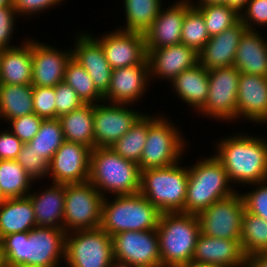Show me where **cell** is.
Segmentation results:
<instances>
[{"label":"cell","mask_w":267,"mask_h":267,"mask_svg":"<svg viewBox=\"0 0 267 267\" xmlns=\"http://www.w3.org/2000/svg\"><path fill=\"white\" fill-rule=\"evenodd\" d=\"M188 168L187 195L182 213L198 215L212 203L236 193L221 162L215 157L201 159Z\"/></svg>","instance_id":"cell-5"},{"label":"cell","mask_w":267,"mask_h":267,"mask_svg":"<svg viewBox=\"0 0 267 267\" xmlns=\"http://www.w3.org/2000/svg\"><path fill=\"white\" fill-rule=\"evenodd\" d=\"M43 119L37 116L35 113L24 115L12 120L10 131L16 135L23 143L31 141L39 131V127Z\"/></svg>","instance_id":"cell-44"},{"label":"cell","mask_w":267,"mask_h":267,"mask_svg":"<svg viewBox=\"0 0 267 267\" xmlns=\"http://www.w3.org/2000/svg\"><path fill=\"white\" fill-rule=\"evenodd\" d=\"M94 105L84 104L58 119L62 126L64 139L94 148Z\"/></svg>","instance_id":"cell-30"},{"label":"cell","mask_w":267,"mask_h":267,"mask_svg":"<svg viewBox=\"0 0 267 267\" xmlns=\"http://www.w3.org/2000/svg\"><path fill=\"white\" fill-rule=\"evenodd\" d=\"M16 161L24 168L34 182L37 179L48 177L49 164L28 143H24L18 153Z\"/></svg>","instance_id":"cell-40"},{"label":"cell","mask_w":267,"mask_h":267,"mask_svg":"<svg viewBox=\"0 0 267 267\" xmlns=\"http://www.w3.org/2000/svg\"><path fill=\"white\" fill-rule=\"evenodd\" d=\"M156 116L148 115L146 144L138 162L140 171L173 165L182 159L185 151V140L175 124L163 116Z\"/></svg>","instance_id":"cell-8"},{"label":"cell","mask_w":267,"mask_h":267,"mask_svg":"<svg viewBox=\"0 0 267 267\" xmlns=\"http://www.w3.org/2000/svg\"><path fill=\"white\" fill-rule=\"evenodd\" d=\"M140 179L138 164L121 157L110 147L91 150L88 181L104 198V192L115 196L140 193Z\"/></svg>","instance_id":"cell-3"},{"label":"cell","mask_w":267,"mask_h":267,"mask_svg":"<svg viewBox=\"0 0 267 267\" xmlns=\"http://www.w3.org/2000/svg\"><path fill=\"white\" fill-rule=\"evenodd\" d=\"M32 182L16 160H0V190L5 199L27 197Z\"/></svg>","instance_id":"cell-33"},{"label":"cell","mask_w":267,"mask_h":267,"mask_svg":"<svg viewBox=\"0 0 267 267\" xmlns=\"http://www.w3.org/2000/svg\"><path fill=\"white\" fill-rule=\"evenodd\" d=\"M32 89L31 84H0V120L9 121L34 113Z\"/></svg>","instance_id":"cell-31"},{"label":"cell","mask_w":267,"mask_h":267,"mask_svg":"<svg viewBox=\"0 0 267 267\" xmlns=\"http://www.w3.org/2000/svg\"><path fill=\"white\" fill-rule=\"evenodd\" d=\"M21 46L0 49V84L32 83V40Z\"/></svg>","instance_id":"cell-25"},{"label":"cell","mask_w":267,"mask_h":267,"mask_svg":"<svg viewBox=\"0 0 267 267\" xmlns=\"http://www.w3.org/2000/svg\"><path fill=\"white\" fill-rule=\"evenodd\" d=\"M91 148L81 143L64 141L49 163L52 183L78 184L88 182Z\"/></svg>","instance_id":"cell-15"},{"label":"cell","mask_w":267,"mask_h":267,"mask_svg":"<svg viewBox=\"0 0 267 267\" xmlns=\"http://www.w3.org/2000/svg\"><path fill=\"white\" fill-rule=\"evenodd\" d=\"M75 43L72 57L88 72L96 89L104 95L109 89L113 69L105 57L101 44L94 36L85 32L76 36Z\"/></svg>","instance_id":"cell-22"},{"label":"cell","mask_w":267,"mask_h":267,"mask_svg":"<svg viewBox=\"0 0 267 267\" xmlns=\"http://www.w3.org/2000/svg\"><path fill=\"white\" fill-rule=\"evenodd\" d=\"M5 198L2 196L1 190H0V203L4 200Z\"/></svg>","instance_id":"cell-55"},{"label":"cell","mask_w":267,"mask_h":267,"mask_svg":"<svg viewBox=\"0 0 267 267\" xmlns=\"http://www.w3.org/2000/svg\"><path fill=\"white\" fill-rule=\"evenodd\" d=\"M65 238V230L36 226L3 237L0 251L8 267H58L65 259Z\"/></svg>","instance_id":"cell-1"},{"label":"cell","mask_w":267,"mask_h":267,"mask_svg":"<svg viewBox=\"0 0 267 267\" xmlns=\"http://www.w3.org/2000/svg\"><path fill=\"white\" fill-rule=\"evenodd\" d=\"M179 162L141 171L140 193L161 213L182 212L187 195L188 168Z\"/></svg>","instance_id":"cell-7"},{"label":"cell","mask_w":267,"mask_h":267,"mask_svg":"<svg viewBox=\"0 0 267 267\" xmlns=\"http://www.w3.org/2000/svg\"><path fill=\"white\" fill-rule=\"evenodd\" d=\"M246 267H267V251L246 257Z\"/></svg>","instance_id":"cell-49"},{"label":"cell","mask_w":267,"mask_h":267,"mask_svg":"<svg viewBox=\"0 0 267 267\" xmlns=\"http://www.w3.org/2000/svg\"><path fill=\"white\" fill-rule=\"evenodd\" d=\"M162 0H124L126 27L121 30L145 34L162 9Z\"/></svg>","instance_id":"cell-32"},{"label":"cell","mask_w":267,"mask_h":267,"mask_svg":"<svg viewBox=\"0 0 267 267\" xmlns=\"http://www.w3.org/2000/svg\"><path fill=\"white\" fill-rule=\"evenodd\" d=\"M192 265L201 267H246L240 241L209 237L200 232Z\"/></svg>","instance_id":"cell-17"},{"label":"cell","mask_w":267,"mask_h":267,"mask_svg":"<svg viewBox=\"0 0 267 267\" xmlns=\"http://www.w3.org/2000/svg\"><path fill=\"white\" fill-rule=\"evenodd\" d=\"M36 226L64 230L65 185L53 183L44 192L29 193Z\"/></svg>","instance_id":"cell-26"},{"label":"cell","mask_w":267,"mask_h":267,"mask_svg":"<svg viewBox=\"0 0 267 267\" xmlns=\"http://www.w3.org/2000/svg\"><path fill=\"white\" fill-rule=\"evenodd\" d=\"M240 243L246 257L267 251V220L245 211Z\"/></svg>","instance_id":"cell-35"},{"label":"cell","mask_w":267,"mask_h":267,"mask_svg":"<svg viewBox=\"0 0 267 267\" xmlns=\"http://www.w3.org/2000/svg\"><path fill=\"white\" fill-rule=\"evenodd\" d=\"M209 92L201 114L218 120L237 119V90L240 72L234 67L208 70Z\"/></svg>","instance_id":"cell-13"},{"label":"cell","mask_w":267,"mask_h":267,"mask_svg":"<svg viewBox=\"0 0 267 267\" xmlns=\"http://www.w3.org/2000/svg\"><path fill=\"white\" fill-rule=\"evenodd\" d=\"M36 227L31 199L7 198L0 203V240L10 234L29 232Z\"/></svg>","instance_id":"cell-28"},{"label":"cell","mask_w":267,"mask_h":267,"mask_svg":"<svg viewBox=\"0 0 267 267\" xmlns=\"http://www.w3.org/2000/svg\"><path fill=\"white\" fill-rule=\"evenodd\" d=\"M179 267H201V266H194V265L190 264V265H182V266H179Z\"/></svg>","instance_id":"cell-54"},{"label":"cell","mask_w":267,"mask_h":267,"mask_svg":"<svg viewBox=\"0 0 267 267\" xmlns=\"http://www.w3.org/2000/svg\"><path fill=\"white\" fill-rule=\"evenodd\" d=\"M64 141L61 123L56 118L43 120L36 136L27 143L49 164Z\"/></svg>","instance_id":"cell-36"},{"label":"cell","mask_w":267,"mask_h":267,"mask_svg":"<svg viewBox=\"0 0 267 267\" xmlns=\"http://www.w3.org/2000/svg\"><path fill=\"white\" fill-rule=\"evenodd\" d=\"M32 94L34 113L43 120L56 119L54 87L33 86Z\"/></svg>","instance_id":"cell-41"},{"label":"cell","mask_w":267,"mask_h":267,"mask_svg":"<svg viewBox=\"0 0 267 267\" xmlns=\"http://www.w3.org/2000/svg\"><path fill=\"white\" fill-rule=\"evenodd\" d=\"M113 267H124V266H120V265H116V264H115Z\"/></svg>","instance_id":"cell-56"},{"label":"cell","mask_w":267,"mask_h":267,"mask_svg":"<svg viewBox=\"0 0 267 267\" xmlns=\"http://www.w3.org/2000/svg\"><path fill=\"white\" fill-rule=\"evenodd\" d=\"M203 16L209 36H215L240 21V14L224 3L195 7Z\"/></svg>","instance_id":"cell-38"},{"label":"cell","mask_w":267,"mask_h":267,"mask_svg":"<svg viewBox=\"0 0 267 267\" xmlns=\"http://www.w3.org/2000/svg\"><path fill=\"white\" fill-rule=\"evenodd\" d=\"M149 78L148 60L143 64L114 69L109 89L103 95L104 101L124 105H132L138 99L140 101V97L146 92Z\"/></svg>","instance_id":"cell-18"},{"label":"cell","mask_w":267,"mask_h":267,"mask_svg":"<svg viewBox=\"0 0 267 267\" xmlns=\"http://www.w3.org/2000/svg\"><path fill=\"white\" fill-rule=\"evenodd\" d=\"M228 136L217 143V155L230 182L255 184L267 180V140L247 135Z\"/></svg>","instance_id":"cell-2"},{"label":"cell","mask_w":267,"mask_h":267,"mask_svg":"<svg viewBox=\"0 0 267 267\" xmlns=\"http://www.w3.org/2000/svg\"><path fill=\"white\" fill-rule=\"evenodd\" d=\"M218 3H224V0H199V2L197 1L196 5H194V2L193 4L191 3V5L193 7H198V6H204L207 4H218Z\"/></svg>","instance_id":"cell-51"},{"label":"cell","mask_w":267,"mask_h":267,"mask_svg":"<svg viewBox=\"0 0 267 267\" xmlns=\"http://www.w3.org/2000/svg\"><path fill=\"white\" fill-rule=\"evenodd\" d=\"M156 230L162 267L190 265L201 232L198 216L182 212L161 213Z\"/></svg>","instance_id":"cell-4"},{"label":"cell","mask_w":267,"mask_h":267,"mask_svg":"<svg viewBox=\"0 0 267 267\" xmlns=\"http://www.w3.org/2000/svg\"><path fill=\"white\" fill-rule=\"evenodd\" d=\"M63 81L71 86L84 104L104 101L88 72L72 57L66 65ZM97 101V102H96Z\"/></svg>","instance_id":"cell-37"},{"label":"cell","mask_w":267,"mask_h":267,"mask_svg":"<svg viewBox=\"0 0 267 267\" xmlns=\"http://www.w3.org/2000/svg\"><path fill=\"white\" fill-rule=\"evenodd\" d=\"M17 12L13 6L0 7V49L13 48L16 46H10L11 36L14 32L15 17Z\"/></svg>","instance_id":"cell-46"},{"label":"cell","mask_w":267,"mask_h":267,"mask_svg":"<svg viewBox=\"0 0 267 267\" xmlns=\"http://www.w3.org/2000/svg\"><path fill=\"white\" fill-rule=\"evenodd\" d=\"M64 261L69 267H113L112 237L101 227L66 233Z\"/></svg>","instance_id":"cell-9"},{"label":"cell","mask_w":267,"mask_h":267,"mask_svg":"<svg viewBox=\"0 0 267 267\" xmlns=\"http://www.w3.org/2000/svg\"><path fill=\"white\" fill-rule=\"evenodd\" d=\"M191 7L190 0H178L166 10L162 8L144 34L146 49H158L181 43L184 16Z\"/></svg>","instance_id":"cell-21"},{"label":"cell","mask_w":267,"mask_h":267,"mask_svg":"<svg viewBox=\"0 0 267 267\" xmlns=\"http://www.w3.org/2000/svg\"><path fill=\"white\" fill-rule=\"evenodd\" d=\"M56 118L80 108L84 103L78 97L76 91L64 81L55 87Z\"/></svg>","instance_id":"cell-42"},{"label":"cell","mask_w":267,"mask_h":267,"mask_svg":"<svg viewBox=\"0 0 267 267\" xmlns=\"http://www.w3.org/2000/svg\"><path fill=\"white\" fill-rule=\"evenodd\" d=\"M171 83L179 98L195 111L205 105L209 92V74L201 64L181 72Z\"/></svg>","instance_id":"cell-29"},{"label":"cell","mask_w":267,"mask_h":267,"mask_svg":"<svg viewBox=\"0 0 267 267\" xmlns=\"http://www.w3.org/2000/svg\"><path fill=\"white\" fill-rule=\"evenodd\" d=\"M150 77L166 78L170 82L181 72L193 68L199 63L198 52L183 43L146 49Z\"/></svg>","instance_id":"cell-20"},{"label":"cell","mask_w":267,"mask_h":267,"mask_svg":"<svg viewBox=\"0 0 267 267\" xmlns=\"http://www.w3.org/2000/svg\"><path fill=\"white\" fill-rule=\"evenodd\" d=\"M267 122V77L240 73L237 90V119Z\"/></svg>","instance_id":"cell-23"},{"label":"cell","mask_w":267,"mask_h":267,"mask_svg":"<svg viewBox=\"0 0 267 267\" xmlns=\"http://www.w3.org/2000/svg\"><path fill=\"white\" fill-rule=\"evenodd\" d=\"M116 265L124 267H162L156 229L126 231L112 236Z\"/></svg>","instance_id":"cell-11"},{"label":"cell","mask_w":267,"mask_h":267,"mask_svg":"<svg viewBox=\"0 0 267 267\" xmlns=\"http://www.w3.org/2000/svg\"><path fill=\"white\" fill-rule=\"evenodd\" d=\"M64 0H13V7L19 17L23 15H34L35 13H41L48 8H52L56 4H60Z\"/></svg>","instance_id":"cell-47"},{"label":"cell","mask_w":267,"mask_h":267,"mask_svg":"<svg viewBox=\"0 0 267 267\" xmlns=\"http://www.w3.org/2000/svg\"><path fill=\"white\" fill-rule=\"evenodd\" d=\"M102 202L100 227L111 237L126 231H149L158 227L161 212L141 193L116 195Z\"/></svg>","instance_id":"cell-6"},{"label":"cell","mask_w":267,"mask_h":267,"mask_svg":"<svg viewBox=\"0 0 267 267\" xmlns=\"http://www.w3.org/2000/svg\"><path fill=\"white\" fill-rule=\"evenodd\" d=\"M210 38L202 14L192 6L184 16L181 43L199 52Z\"/></svg>","instance_id":"cell-39"},{"label":"cell","mask_w":267,"mask_h":267,"mask_svg":"<svg viewBox=\"0 0 267 267\" xmlns=\"http://www.w3.org/2000/svg\"><path fill=\"white\" fill-rule=\"evenodd\" d=\"M249 0H224V4L235 9L239 14L243 11Z\"/></svg>","instance_id":"cell-50"},{"label":"cell","mask_w":267,"mask_h":267,"mask_svg":"<svg viewBox=\"0 0 267 267\" xmlns=\"http://www.w3.org/2000/svg\"><path fill=\"white\" fill-rule=\"evenodd\" d=\"M245 205L241 194L212 203L197 216L200 231L209 237L240 241Z\"/></svg>","instance_id":"cell-12"},{"label":"cell","mask_w":267,"mask_h":267,"mask_svg":"<svg viewBox=\"0 0 267 267\" xmlns=\"http://www.w3.org/2000/svg\"><path fill=\"white\" fill-rule=\"evenodd\" d=\"M240 73L267 77V41L256 30H247L241 37L234 65Z\"/></svg>","instance_id":"cell-27"},{"label":"cell","mask_w":267,"mask_h":267,"mask_svg":"<svg viewBox=\"0 0 267 267\" xmlns=\"http://www.w3.org/2000/svg\"><path fill=\"white\" fill-rule=\"evenodd\" d=\"M23 144L11 131L0 133V160H16Z\"/></svg>","instance_id":"cell-48"},{"label":"cell","mask_w":267,"mask_h":267,"mask_svg":"<svg viewBox=\"0 0 267 267\" xmlns=\"http://www.w3.org/2000/svg\"><path fill=\"white\" fill-rule=\"evenodd\" d=\"M247 30L246 26L239 21L231 28L212 36L198 52L199 64L207 70L232 67L238 44Z\"/></svg>","instance_id":"cell-24"},{"label":"cell","mask_w":267,"mask_h":267,"mask_svg":"<svg viewBox=\"0 0 267 267\" xmlns=\"http://www.w3.org/2000/svg\"><path fill=\"white\" fill-rule=\"evenodd\" d=\"M50 46L32 40V86L55 87L64 79L66 65L72 58V48L60 51Z\"/></svg>","instance_id":"cell-19"},{"label":"cell","mask_w":267,"mask_h":267,"mask_svg":"<svg viewBox=\"0 0 267 267\" xmlns=\"http://www.w3.org/2000/svg\"><path fill=\"white\" fill-rule=\"evenodd\" d=\"M148 132V114L142 115L130 130L110 148L126 160L138 164L146 144Z\"/></svg>","instance_id":"cell-34"},{"label":"cell","mask_w":267,"mask_h":267,"mask_svg":"<svg viewBox=\"0 0 267 267\" xmlns=\"http://www.w3.org/2000/svg\"><path fill=\"white\" fill-rule=\"evenodd\" d=\"M0 267H8L6 264V258L1 251H0Z\"/></svg>","instance_id":"cell-53"},{"label":"cell","mask_w":267,"mask_h":267,"mask_svg":"<svg viewBox=\"0 0 267 267\" xmlns=\"http://www.w3.org/2000/svg\"><path fill=\"white\" fill-rule=\"evenodd\" d=\"M104 197L88 182L65 185L64 230L66 233L96 229L101 225Z\"/></svg>","instance_id":"cell-10"},{"label":"cell","mask_w":267,"mask_h":267,"mask_svg":"<svg viewBox=\"0 0 267 267\" xmlns=\"http://www.w3.org/2000/svg\"><path fill=\"white\" fill-rule=\"evenodd\" d=\"M114 70L143 64L147 60L144 34L119 30L111 31L101 38H95Z\"/></svg>","instance_id":"cell-16"},{"label":"cell","mask_w":267,"mask_h":267,"mask_svg":"<svg viewBox=\"0 0 267 267\" xmlns=\"http://www.w3.org/2000/svg\"><path fill=\"white\" fill-rule=\"evenodd\" d=\"M13 6V0H0V7Z\"/></svg>","instance_id":"cell-52"},{"label":"cell","mask_w":267,"mask_h":267,"mask_svg":"<svg viewBox=\"0 0 267 267\" xmlns=\"http://www.w3.org/2000/svg\"><path fill=\"white\" fill-rule=\"evenodd\" d=\"M243 10L245 12H240V21L248 30H256L253 27L256 24L267 26V0H249Z\"/></svg>","instance_id":"cell-45"},{"label":"cell","mask_w":267,"mask_h":267,"mask_svg":"<svg viewBox=\"0 0 267 267\" xmlns=\"http://www.w3.org/2000/svg\"><path fill=\"white\" fill-rule=\"evenodd\" d=\"M105 103L94 105V148L111 147L144 114L130 110L127 104L125 107L124 104Z\"/></svg>","instance_id":"cell-14"},{"label":"cell","mask_w":267,"mask_h":267,"mask_svg":"<svg viewBox=\"0 0 267 267\" xmlns=\"http://www.w3.org/2000/svg\"><path fill=\"white\" fill-rule=\"evenodd\" d=\"M252 185L257 186L255 191L242 194L245 211L267 220V180Z\"/></svg>","instance_id":"cell-43"}]
</instances>
